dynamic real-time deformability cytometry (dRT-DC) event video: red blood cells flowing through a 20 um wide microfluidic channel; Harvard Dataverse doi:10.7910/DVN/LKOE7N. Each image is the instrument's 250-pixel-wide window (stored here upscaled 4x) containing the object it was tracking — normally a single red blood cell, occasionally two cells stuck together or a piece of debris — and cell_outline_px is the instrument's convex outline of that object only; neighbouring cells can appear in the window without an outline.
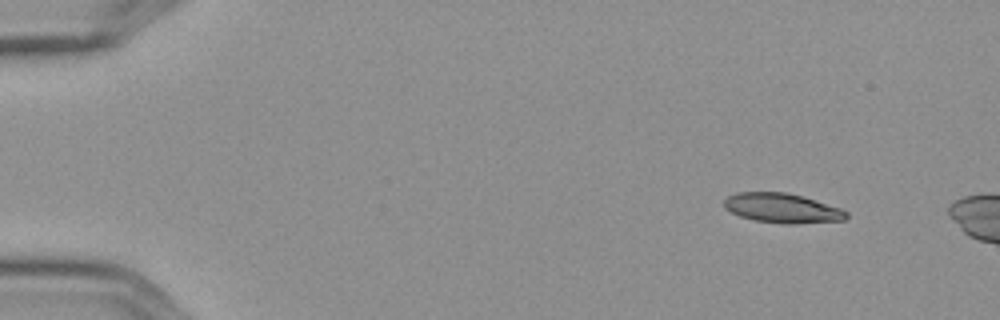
{"species": "Egyptian fruit bat (a non-hibernating species)", "species_latin": "Rousettus aegyptiacus", "temperature_condition": "cold", "stored_images_in_passage": 2, "camera_frame_rate_fps": 3000, "um_per_image_px": 0.085, "frame": {"image": 1, "passage_image": 1, "time_ms": 0.0, "image_size_px": [1000, 320], "cell_outline_px": [[848, 216], [844, 220], [796, 224], [784, 224], [756, 220], [740, 216], [724, 208], [724, 200], [728, 196], [736, 192], [784, 192], [800, 196], [840, 208], [848, 212]], "centroid_in_image_um": [66.47, 17.7], "position_along_channel_um": 18.5, "area_um2": 20.87}}